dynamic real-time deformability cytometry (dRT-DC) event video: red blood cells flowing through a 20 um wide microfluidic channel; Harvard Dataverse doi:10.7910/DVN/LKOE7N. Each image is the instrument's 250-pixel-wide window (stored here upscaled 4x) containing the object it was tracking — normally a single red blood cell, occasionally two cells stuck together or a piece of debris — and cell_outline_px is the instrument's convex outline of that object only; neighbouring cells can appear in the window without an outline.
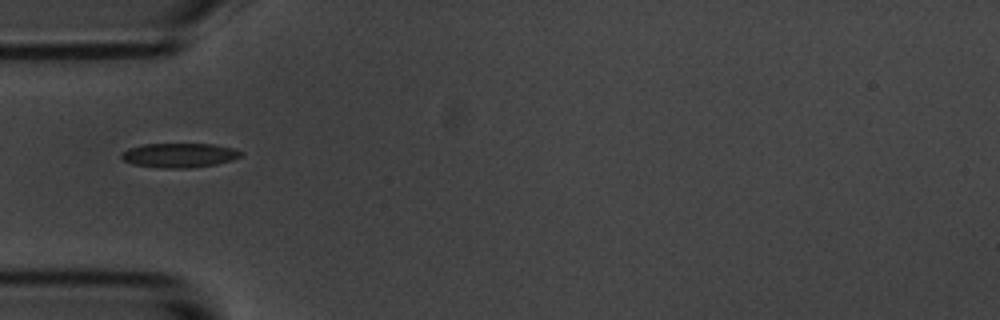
{"species": "common noctule bat (a hibernating species)", "species_latin": "Nyctalus noctula", "temperature_condition": "room temperature", "stored_images_in_passage": 40, "camera_frame_rate_fps": 3000, "um_per_image_px": 0.085, "animal": {"sex": "male", "body_mass_g": 20.1, "forearm_length_mm": 53.5}, "frame": {"image": 1, "passage_image": 1, "time_ms": 0.0, "image_size_px": [1000, 320], "cell_outline_px": [[244, 152], [240, 156], [232, 160], [216, 164], [192, 168], [156, 168], [132, 164], [124, 160], [120, 156], [120, 152], [128, 148], [144, 144], [212, 144], [232, 148]], "centroid_in_image_um": [15.2, 13.2], "position_along_channel_um": 69.8, "area_um2": 17.11}}
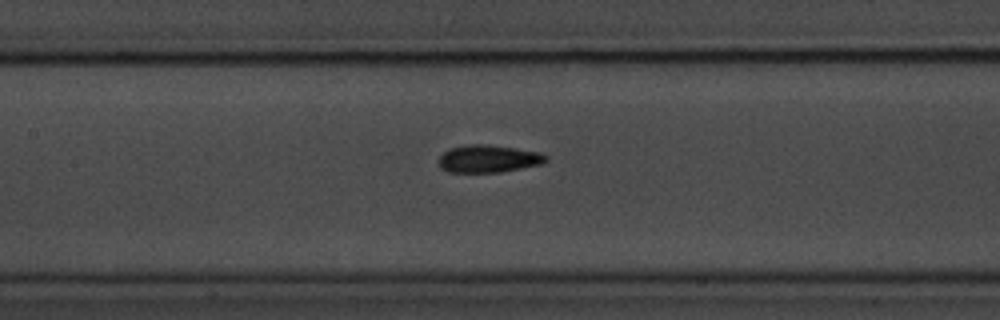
{"frame": {"image": 2, "passage_image": 9, "time_ms": 2.667, "image_size_px": [1000, 320], "cell_outline_px": [[548, 160], [540, 164], [500, 172], [448, 172], [440, 168], [440, 156], [448, 148], [472, 144], [484, 144], [540, 152], [548, 156]], "centroid_in_image_um": [41.5, 13.49], "position_along_channel_um": 165.9, "area_um2": 16.99}}
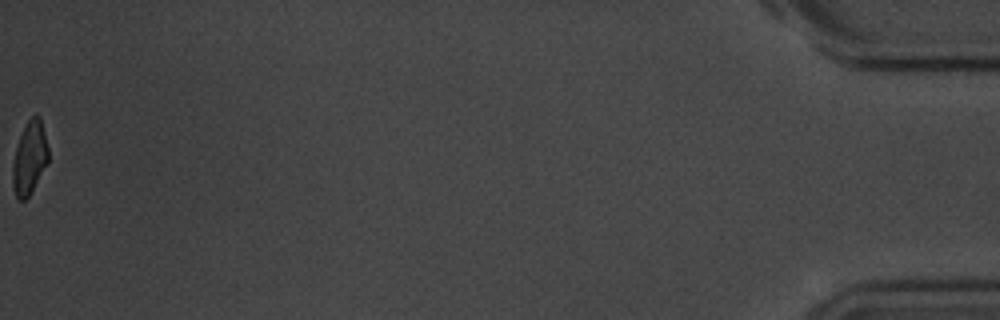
{"frame": {"image": 3, "passage_image": 40, "time_ms": 13.0, "image_size_px": [1000, 320], "cell_outline_px": [[48, 164], [28, 196], [24, 200], [16, 200], [12, 188], [12, 164], [16, 148], [20, 136], [28, 120], [36, 112], [40, 116], [48, 148]], "centroid_in_image_um": [2.5, 13.44], "position_along_channel_um": 432.7, "area_um2": 15.26}, "authors_computed_cell_mechanics": {"area_um2": 16.6753, "velocity_mm_per_s": 3.5668, "shape_relaxation_time_tau1_ms": 3.1208, "shape_relaxation_time_tau2_ms": 3.1231, "deformation_change_tau1": 0.1173, "deformation_change_tau2": 0.0818}}